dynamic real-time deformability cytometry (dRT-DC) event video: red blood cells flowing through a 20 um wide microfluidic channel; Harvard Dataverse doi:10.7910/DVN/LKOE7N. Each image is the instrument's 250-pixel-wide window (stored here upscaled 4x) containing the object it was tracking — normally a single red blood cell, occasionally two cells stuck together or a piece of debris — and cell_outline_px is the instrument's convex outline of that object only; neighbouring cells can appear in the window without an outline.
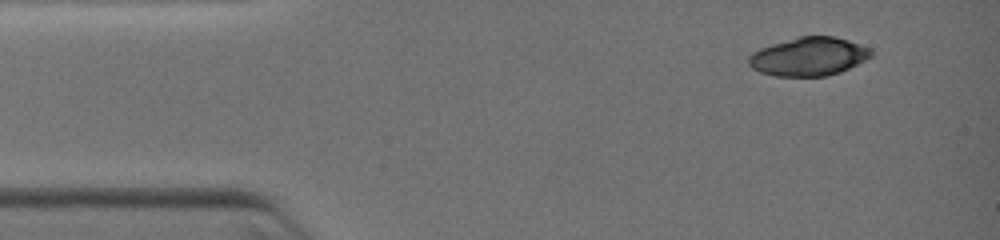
{"species": "common noctule bat (a hibernating species)", "species_latin": "Nyctalus noctula", "temperature_condition": "warm", "stored_images_in_passage": 3, "camera_frame_rate_fps": 3000, "um_per_image_px": 0.085, "animal": {"sex": "female", "body_mass_g": 19.0, "forearm_length_mm": 51.5}, "frame": {"image": 1, "passage_image": 1, "time_ms": 0.0, "image_size_px": [1000, 240], "cell_outline_px": [[872, 56], [840, 72], [828, 76], [772, 76], [760, 72], [752, 68], [748, 64], [748, 56], [752, 52], [760, 48], [772, 44], [800, 36], [836, 36], [872, 48]], "centroid_in_image_um": [68.73, 4.81], "position_along_channel_um": 16.3, "area_um2": 27.51}}
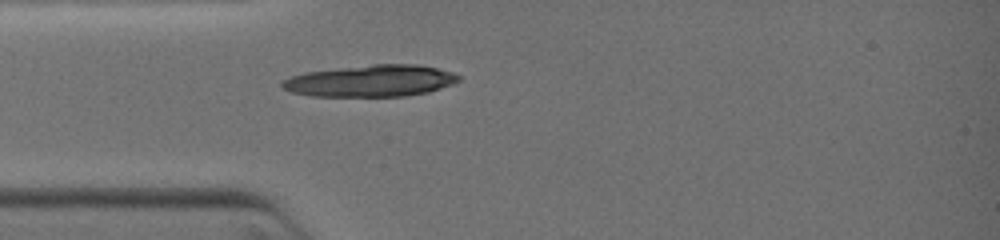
{"frame": {"image": 2, "passage_image": 3, "time_ms": 2.333, "image_size_px": [1000, 240], "cell_outline_px": [[460, 80], [452, 84], [428, 92], [404, 96], [312, 96], [292, 92], [280, 88], [280, 84], [284, 80], [292, 76], [304, 72], [372, 64], [416, 64], [436, 68], [452, 72], [460, 76]], "centroid_in_image_um": [31.5, 6.87], "position_along_channel_um": 53.5, "area_um2": 32.54}}